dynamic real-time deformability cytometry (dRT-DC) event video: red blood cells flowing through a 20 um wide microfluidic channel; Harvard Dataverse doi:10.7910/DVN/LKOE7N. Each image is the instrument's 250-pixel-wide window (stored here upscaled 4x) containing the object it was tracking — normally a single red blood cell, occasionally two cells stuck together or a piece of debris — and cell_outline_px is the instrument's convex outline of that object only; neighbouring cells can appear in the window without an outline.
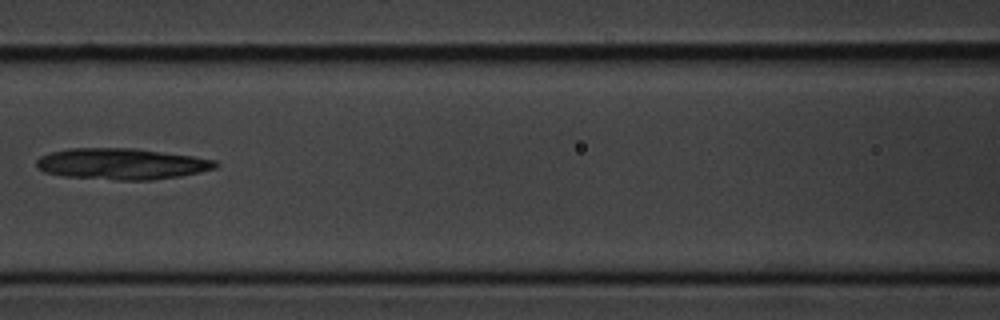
{"species": "common noctule bat (a hibernating species)", "species_latin": "Nyctalus noctula", "temperature_condition": "cold", "stored_images_in_passage": 4, "camera_frame_rate_fps": 3000, "um_per_image_px": 0.085, "animal": {"sex": "male", "body_mass_g": 20.1, "forearm_length_mm": 53.5}, "frame": {"image": 1, "passage_image": 4, "time_ms": 3.333, "image_size_px": [1000, 320], "cell_outline_px": [[220, 164], [216, 168], [200, 172], [180, 176], [152, 180], [116, 180], [64, 176], [44, 172], [36, 168], [36, 160], [40, 156], [52, 152], [68, 148], [136, 148], [192, 156], [216, 160]], "centroid_in_image_um": [10.34, 13.93], "position_along_channel_um": 156.3, "area_um2": 32.71}}